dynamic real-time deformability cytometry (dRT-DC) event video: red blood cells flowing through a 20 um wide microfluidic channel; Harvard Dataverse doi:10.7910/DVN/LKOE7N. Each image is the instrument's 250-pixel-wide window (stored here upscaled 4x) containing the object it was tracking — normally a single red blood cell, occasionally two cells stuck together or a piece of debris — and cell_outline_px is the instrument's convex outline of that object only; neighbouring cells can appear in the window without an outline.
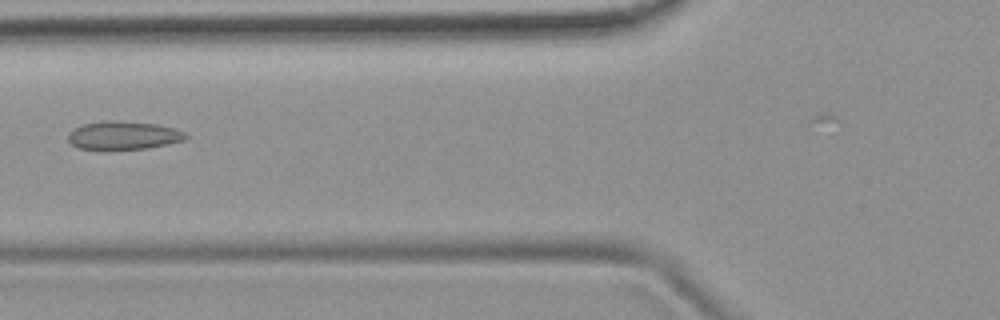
{"species": "common noctule bat (a hibernating species)", "species_latin": "Nyctalus noctula", "temperature_condition": "room temperature", "stored_images_in_passage": 4, "camera_frame_rate_fps": 3000, "um_per_image_px": 0.085, "animal": {"sex": "female", "body_mass_g": 19.9}, "frame": {"image": 1, "passage_image": 3, "time_ms": 2.333, "image_size_px": [1000, 320], "cell_outline_px": [[188, 136], [184, 140], [168, 144], [148, 148], [104, 152], [100, 152], [76, 148], [68, 140], [68, 132], [72, 128], [84, 124], [108, 120], [156, 124], [172, 128], [184, 132]], "centroid_in_image_um": [10.4, 11.56], "position_along_channel_um": 115.4, "area_um2": 20.06}}